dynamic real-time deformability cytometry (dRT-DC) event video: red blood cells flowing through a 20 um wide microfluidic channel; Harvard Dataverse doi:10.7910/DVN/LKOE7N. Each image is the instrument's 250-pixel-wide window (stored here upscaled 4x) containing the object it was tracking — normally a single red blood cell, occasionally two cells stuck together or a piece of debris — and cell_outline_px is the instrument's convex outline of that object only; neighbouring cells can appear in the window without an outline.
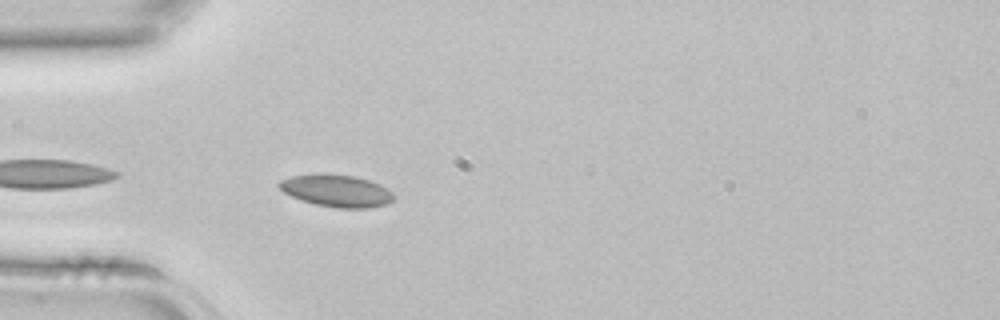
{"species": "common noctule bat (a hibernating species)", "species_latin": "Nyctalus noctula", "temperature_condition": "room temperature", "stored_images_in_passage": 4, "camera_frame_rate_fps": 3000, "um_per_image_px": 0.085, "animal": {"sex": "female", "body_mass_g": 22.7, "forearm_length_mm": 54.2}, "frame": {"image": 1, "passage_image": 4, "time_ms": 1.0, "image_size_px": [1000, 320], "cell_outline_px": [[396, 196], [388, 204], [372, 208], [336, 208], [316, 204], [300, 200], [284, 192], [276, 184], [280, 180], [292, 176], [316, 172], [328, 172], [356, 176], [380, 184], [392, 192]], "centroid_in_image_um": [28.6, 16.19], "position_along_channel_um": 56.4, "area_um2": 22.02}}